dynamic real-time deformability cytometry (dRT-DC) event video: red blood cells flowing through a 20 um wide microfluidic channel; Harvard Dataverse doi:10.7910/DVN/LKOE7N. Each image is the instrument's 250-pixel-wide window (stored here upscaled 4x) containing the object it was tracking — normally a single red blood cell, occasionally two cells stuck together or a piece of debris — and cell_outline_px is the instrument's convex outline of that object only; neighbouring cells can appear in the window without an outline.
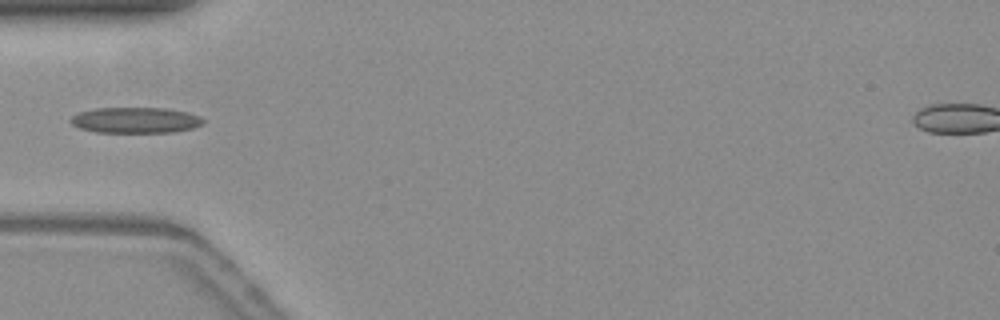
{"species": "common noctule bat (a hibernating species)", "species_latin": "Nyctalus noctula", "temperature_condition": "warm", "stored_images_in_passage": 34, "camera_frame_rate_fps": 3000, "um_per_image_px": 0.085, "animal": {"sex": "female", "body_mass_g": 19.3, "forearm_length_mm": 54.1}, "frame": {"image": 1, "passage_image": 1, "time_ms": 0.0, "image_size_px": [1000, 320], "cell_outline_px": [[204, 124], [192, 128], [172, 132], [96, 132], [80, 128], [72, 124], [68, 120], [72, 116], [80, 112], [96, 108], [164, 108], [188, 112], [200, 116], [204, 120]], "centroid_in_image_um": [11.53, 10.21], "position_along_channel_um": 73.5, "area_um2": 19.88}}
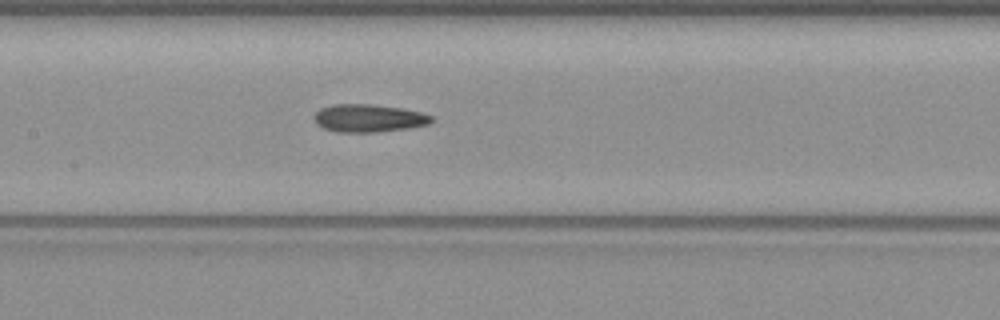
{"frame": {"image": 2, "passage_image": 9, "time_ms": 2.667, "image_size_px": [1000, 320], "cell_outline_px": [[432, 120], [428, 124], [408, 128], [376, 132], [336, 132], [324, 128], [316, 124], [316, 112], [320, 108], [332, 104], [372, 104], [404, 108], [420, 112], [432, 116]], "centroid_in_image_um": [31.33, 10.04], "position_along_channel_um": 176.1, "area_um2": 18.96}}
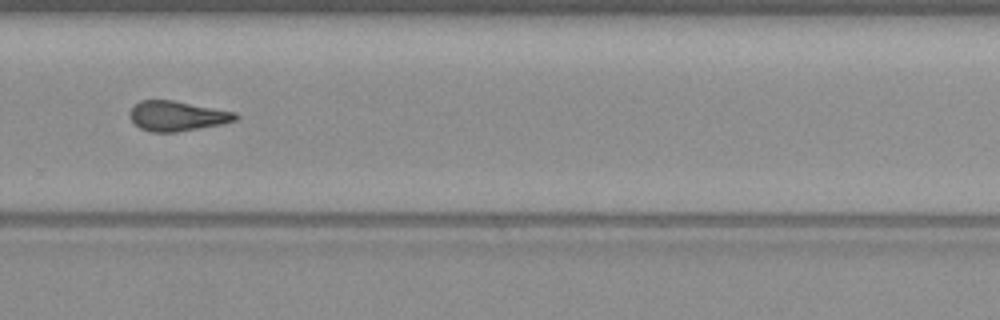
{"frame": {"image": 3, "passage_image": 20, "time_ms": 6.333, "image_size_px": [1000, 320], "cell_outline_px": [[240, 116], [236, 120], [220, 124], [176, 132], [152, 132], [140, 128], [132, 120], [128, 112], [140, 100], [172, 100], [236, 112]], "centroid_in_image_um": [15.05, 9.85], "position_along_channel_um": 314.7, "area_um2": 18.26}}